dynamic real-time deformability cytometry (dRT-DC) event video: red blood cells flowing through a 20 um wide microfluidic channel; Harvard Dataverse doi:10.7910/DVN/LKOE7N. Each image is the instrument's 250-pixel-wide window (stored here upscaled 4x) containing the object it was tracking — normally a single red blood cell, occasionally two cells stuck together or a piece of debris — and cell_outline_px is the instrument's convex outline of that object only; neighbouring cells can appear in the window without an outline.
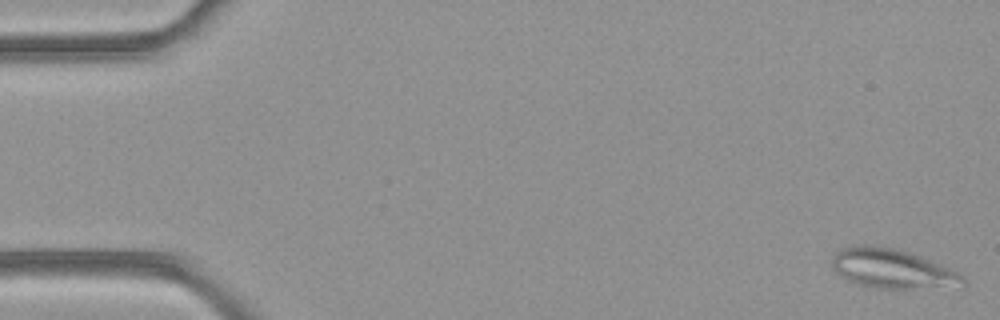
{"species": "common noctule bat (a hibernating species)", "species_latin": "Nyctalus noctula", "temperature_condition": "room temperature", "stored_images_in_passage": 8, "camera_frame_rate_fps": 3000, "um_per_image_px": 0.085, "animal": {"sex": "female", "body_mass_g": 21.9}, "frame": {"image": 1, "passage_image": 1, "time_ms": 0.0, "image_size_px": [1000, 320], "cell_outline_px": [[968, 284], [964, 288], [876, 288], [856, 284], [840, 276], [832, 268], [832, 256], [840, 248], [860, 244], [872, 244], [892, 248], [908, 252], [940, 264], [956, 272]], "centroid_in_image_um": [75.83, 22.85], "position_along_channel_um": 9.2, "area_um2": 30.35}}